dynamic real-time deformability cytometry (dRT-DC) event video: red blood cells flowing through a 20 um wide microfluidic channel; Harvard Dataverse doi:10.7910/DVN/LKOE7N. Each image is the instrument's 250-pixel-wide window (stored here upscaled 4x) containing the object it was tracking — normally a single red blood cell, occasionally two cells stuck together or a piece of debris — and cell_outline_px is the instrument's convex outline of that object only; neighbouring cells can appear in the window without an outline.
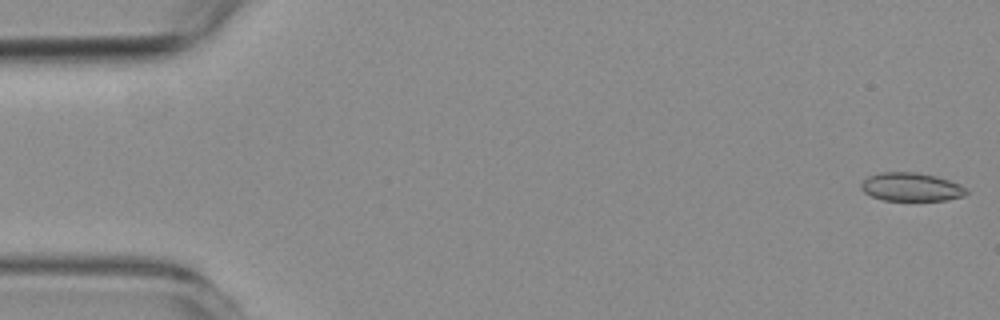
{"species": "common noctule bat (a hibernating species)", "species_latin": "Nyctalus noctula", "temperature_condition": "room temperature", "stored_images_in_passage": 57, "camera_frame_rate_fps": 3000, "um_per_image_px": 0.085, "animal": {"sex": "female", "body_mass_g": 19.3, "forearm_length_mm": 54.1}, "frame": {"image": 1, "passage_image": 1, "time_ms": 0.0, "image_size_px": [1000, 320], "cell_outline_px": [[968, 192], [964, 196], [948, 200], [884, 200], [872, 196], [864, 192], [860, 188], [860, 184], [868, 176], [880, 172], [916, 172], [936, 176], [960, 184]], "centroid_in_image_um": [77.44, 15.89], "position_along_channel_um": 7.6, "area_um2": 17.4}}
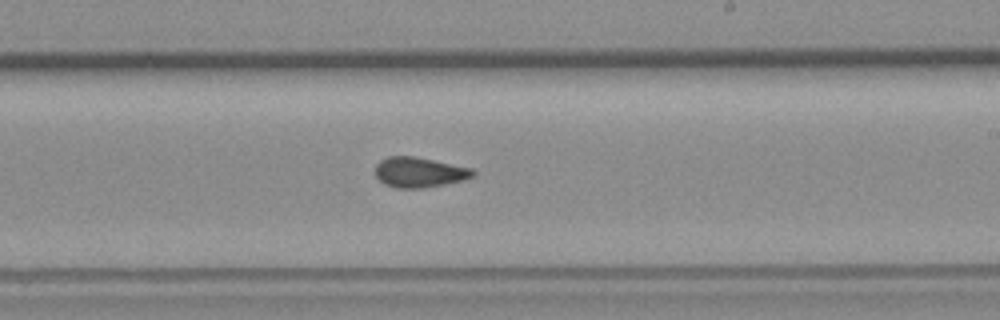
{"frame": {"image": 2, "passage_image": 33, "time_ms": 10.667, "image_size_px": [1000, 320], "cell_outline_px": [[476, 172], [472, 176], [464, 180], [424, 188], [396, 188], [384, 184], [376, 176], [376, 164], [380, 160], [388, 156], [416, 156], [472, 168]], "centroid_in_image_um": [35.63, 14.64], "position_along_channel_um": 253.4, "area_um2": 17.22}}
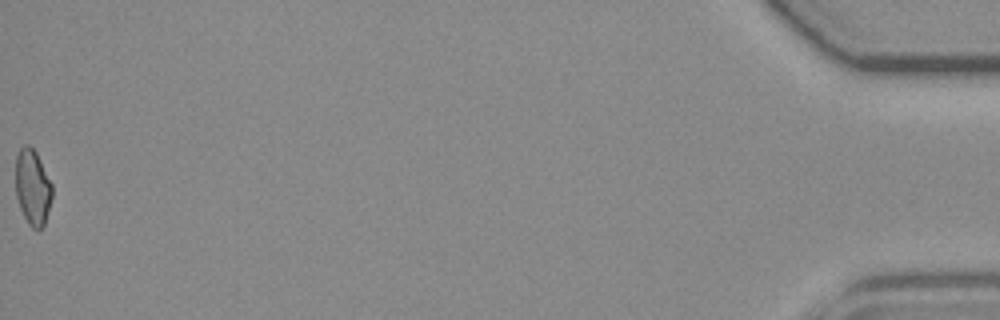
{"frame": {"image": 3, "passage_image": 57, "time_ms": 18.667, "image_size_px": [1000, 320], "cell_outline_px": [[52, 196], [44, 224], [40, 228], [32, 228], [28, 224], [20, 208], [16, 196], [16, 156], [20, 148], [24, 144], [28, 144], [36, 152], [52, 184]], "centroid_in_image_um": [2.76, 15.89], "position_along_channel_um": 432.4, "area_um2": 15.95}, "authors_computed_cell_mechanics": {"area_um2": 17.2822, "velocity_mm_per_s": 3.6065, "shape_relaxation_time_tau1_ms": null, "shape_relaxation_time_tau2_ms": 2.6826, "deformation_change_tau1": null, "deformation_change_tau2": 0.0865}}